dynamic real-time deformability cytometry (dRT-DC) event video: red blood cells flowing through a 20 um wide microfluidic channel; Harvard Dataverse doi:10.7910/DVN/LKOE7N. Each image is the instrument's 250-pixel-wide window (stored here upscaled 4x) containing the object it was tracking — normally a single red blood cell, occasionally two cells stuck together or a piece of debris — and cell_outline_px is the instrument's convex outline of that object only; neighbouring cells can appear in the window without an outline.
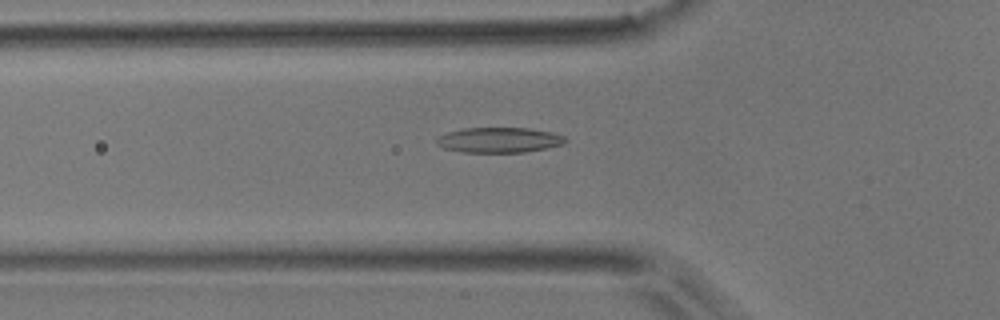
{"species": "common noctule bat (a hibernating species)", "species_latin": "Nyctalus noctula", "temperature_condition": "room temperature", "stored_images_in_passage": 41, "camera_frame_rate_fps": 3000, "um_per_image_px": 0.085, "animal": {"sex": "male", "body_mass_g": 17.9}, "frame": {"image": 1, "passage_image": 8, "time_ms": 2.333, "image_size_px": [1000, 320], "cell_outline_px": [[568, 140], [564, 144], [524, 152], [464, 152], [444, 148], [436, 144], [436, 140], [440, 136], [448, 132], [464, 128], [528, 128], [552, 132], [564, 136]], "centroid_in_image_um": [42.44, 11.9], "position_along_channel_um": 83.4, "area_um2": 18.79}}
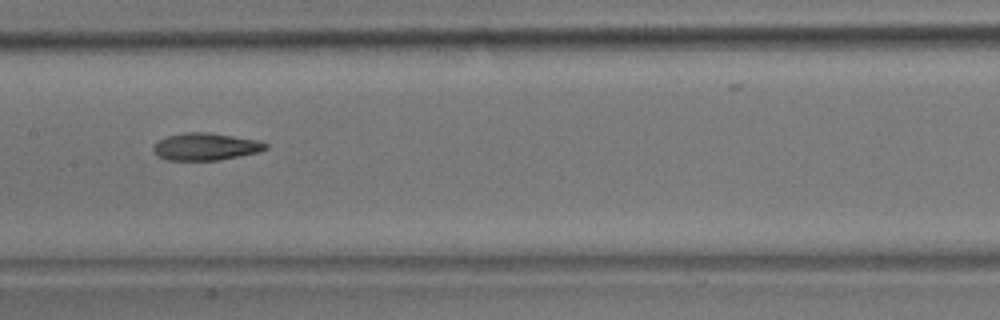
{"frame": {"image": 2, "passage_image": 16, "time_ms": 5.0, "image_size_px": [1000, 320], "cell_outline_px": [[268, 148], [260, 152], [240, 156], [216, 160], [168, 160], [160, 156], [152, 148], [160, 140], [168, 136], [184, 132], [208, 132], [260, 140], [268, 144]], "centroid_in_image_um": [17.55, 12.45], "position_along_channel_um": 189.8, "area_um2": 17.74}}
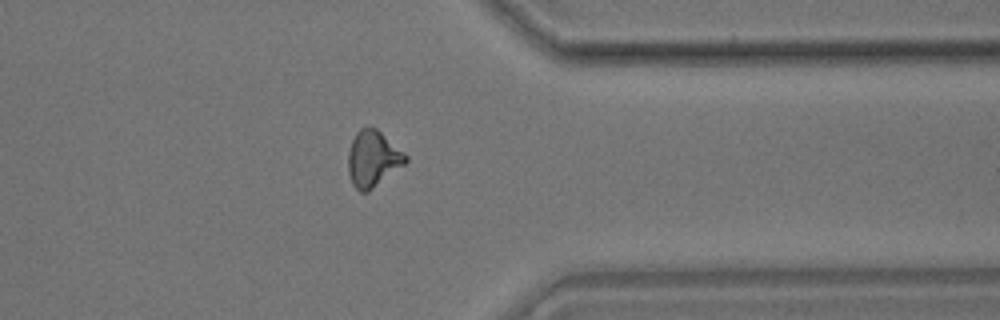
{"frame": {"image": 3, "passage_image": 31, "time_ms": 10.0, "image_size_px": [1000, 320], "cell_outline_px": [[408, 160], [404, 164], [368, 192], [360, 192], [352, 184], [348, 172], [348, 152], [352, 140], [356, 132], [360, 128], [376, 128], [404, 152], [408, 156]], "centroid_in_image_um": [31.68, 13.5], "position_along_channel_um": 379.7, "area_um2": 18.61}, "authors_computed_cell_mechanics": {"area_um2": 18.0914, "velocity_mm_per_s": 3.9608, "shape_relaxation_time_tau1_ms": 7.8207, "shape_relaxation_time_tau2_ms": 3.7295, "deformation_change_tau1": 0.2001, "deformation_change_tau2": 0.1202}}